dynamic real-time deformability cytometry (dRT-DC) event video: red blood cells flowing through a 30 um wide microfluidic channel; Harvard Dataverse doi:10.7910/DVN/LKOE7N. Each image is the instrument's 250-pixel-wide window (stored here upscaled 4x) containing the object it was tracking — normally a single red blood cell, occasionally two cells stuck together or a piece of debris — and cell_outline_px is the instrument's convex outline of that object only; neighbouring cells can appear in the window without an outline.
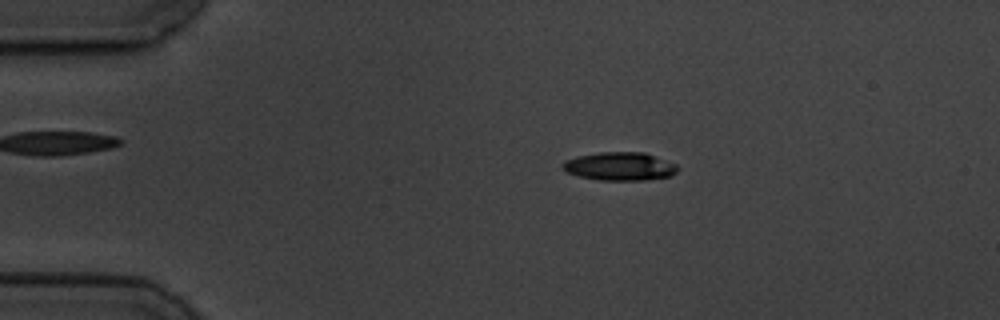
{"species": "common noctule bat (a hibernating species)", "species_latin": "Nyctalus noctula", "temperature_condition": "cold", "stored_images_in_passage": 6, "camera_frame_rate_fps": 3000, "um_per_image_px": 0.085, "animal": {"sex": "male", "body_mass_g": 19.5, "forearm_length_mm": 54.6}, "frame": {"image": 1, "passage_image": 3, "time_ms": 2.333, "image_size_px": [1000, 320], "cell_outline_px": [[680, 168], [672, 176], [644, 180], [600, 180], [580, 176], [568, 172], [560, 164], [564, 160], [576, 156], [600, 152], [644, 152], [676, 164]], "centroid_in_image_um": [52.69, 14.13], "position_along_channel_um": 32.3, "area_um2": 18.96}}
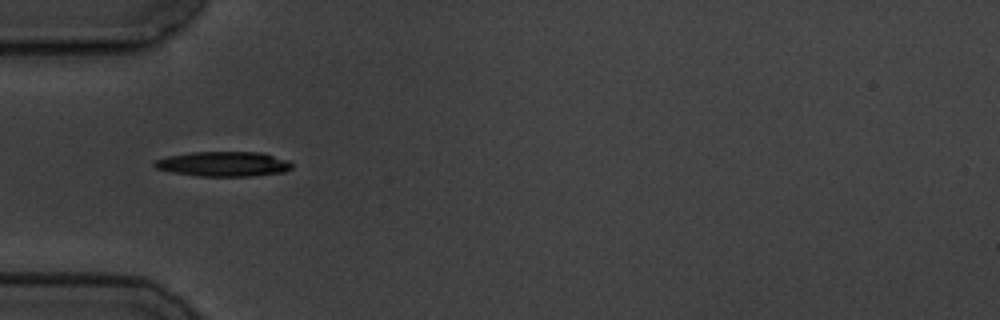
{"frame": {"image": 2, "passage_image": 5, "time_ms": 4.667, "image_size_px": [1000, 320], "cell_outline_px": [[292, 168], [284, 172], [252, 176], [200, 176], [172, 172], [156, 168], [152, 164], [156, 160], [168, 156], [192, 152], [264, 152], [288, 160], [292, 164]], "centroid_in_image_um": [19.03, 13.93], "position_along_channel_um": 66.0, "area_um2": 19.94}}
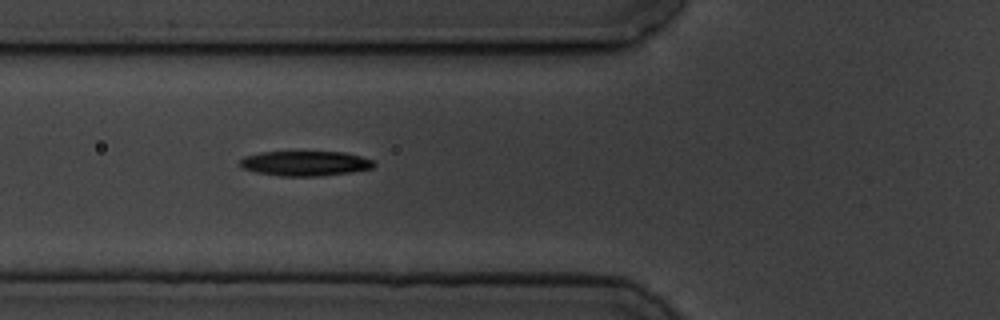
{"frame": {"image": 3, "passage_image": 6, "time_ms": 5.667, "image_size_px": [1000, 320], "cell_outline_px": [[376, 164], [372, 168], [348, 172], [320, 176], [280, 176], [256, 172], [244, 168], [240, 164], [240, 160], [244, 156], [260, 152], [344, 152], [376, 160]], "centroid_in_image_um": [25.96, 13.88], "position_along_channel_um": 99.8, "area_um2": 19.36}}